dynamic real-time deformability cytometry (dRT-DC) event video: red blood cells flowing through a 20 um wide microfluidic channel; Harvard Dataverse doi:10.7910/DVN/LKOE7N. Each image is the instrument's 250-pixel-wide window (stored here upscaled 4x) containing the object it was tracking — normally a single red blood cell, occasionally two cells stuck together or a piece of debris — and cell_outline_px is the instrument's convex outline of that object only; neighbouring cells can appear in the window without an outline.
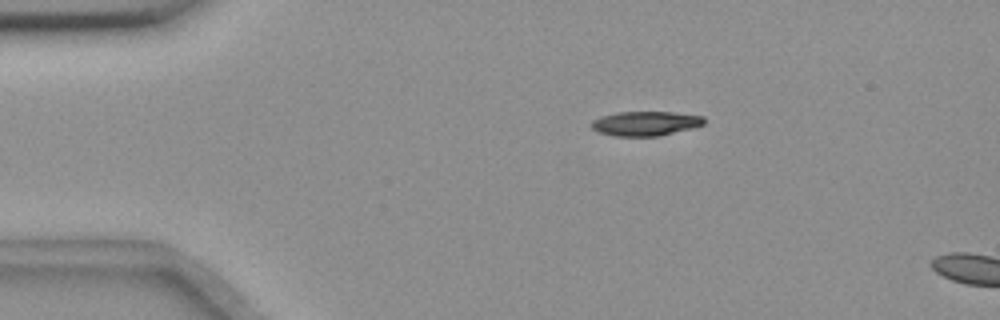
{"species": "common noctule bat (a hibernating species)", "species_latin": "Nyctalus noctula", "temperature_condition": "room temperature", "stored_images_in_passage": 4, "camera_frame_rate_fps": 3000, "um_per_image_px": 0.085, "animal": {"sex": "female", "body_mass_g": 18.4}, "frame": {"image": 1, "passage_image": 1, "time_ms": 0.0, "image_size_px": [1000, 320], "cell_outline_px": [[704, 124], [692, 128], [660, 136], [616, 136], [600, 132], [592, 128], [592, 120], [600, 116], [616, 112], [672, 112], [704, 116]], "centroid_in_image_um": [54.87, 10.49], "position_along_channel_um": 30.1, "area_um2": 16.01}}